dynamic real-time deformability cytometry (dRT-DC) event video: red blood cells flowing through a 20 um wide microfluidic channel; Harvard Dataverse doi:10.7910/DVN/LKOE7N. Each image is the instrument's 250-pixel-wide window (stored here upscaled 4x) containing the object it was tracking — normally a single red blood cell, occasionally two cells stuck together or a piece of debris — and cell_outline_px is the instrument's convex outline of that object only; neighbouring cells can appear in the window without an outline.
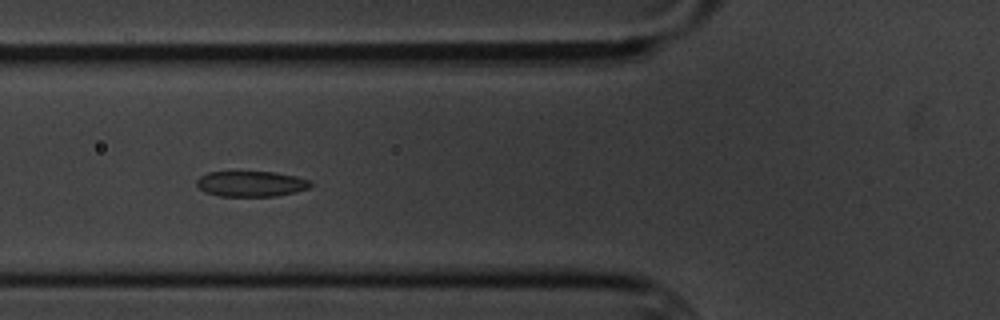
{"species": "common noctule bat (a hibernating species)", "species_latin": "Nyctalus noctula", "temperature_condition": "cold", "stored_images_in_passage": 6, "camera_frame_rate_fps": 3000, "um_per_image_px": 0.085, "animal": {"sex": "male", "body_mass_g": 20.1, "forearm_length_mm": 53.5}, "frame": {"image": 1, "passage_image": 5, "time_ms": 4.667, "image_size_px": [1000, 320], "cell_outline_px": [[312, 184], [308, 188], [296, 192], [276, 196], [220, 196], [204, 192], [196, 184], [196, 180], [200, 176], [208, 172], [276, 172], [296, 176], [312, 180]], "centroid_in_image_um": [21.36, 15.62], "position_along_channel_um": 104.4, "area_um2": 17.05}}
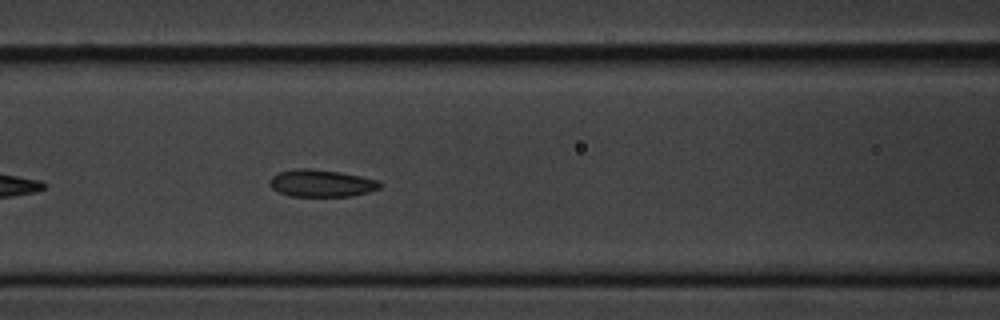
{"frame": {"image": 2, "passage_image": 6, "time_ms": 5.667, "image_size_px": [1000, 320], "cell_outline_px": [[380, 188], [368, 192], [352, 196], [288, 196], [272, 188], [268, 184], [272, 176], [280, 172], [300, 168], [308, 168], [340, 172], [380, 180]], "centroid_in_image_um": [27.32, 15.58], "position_along_channel_um": 139.3, "area_um2": 17.4}}